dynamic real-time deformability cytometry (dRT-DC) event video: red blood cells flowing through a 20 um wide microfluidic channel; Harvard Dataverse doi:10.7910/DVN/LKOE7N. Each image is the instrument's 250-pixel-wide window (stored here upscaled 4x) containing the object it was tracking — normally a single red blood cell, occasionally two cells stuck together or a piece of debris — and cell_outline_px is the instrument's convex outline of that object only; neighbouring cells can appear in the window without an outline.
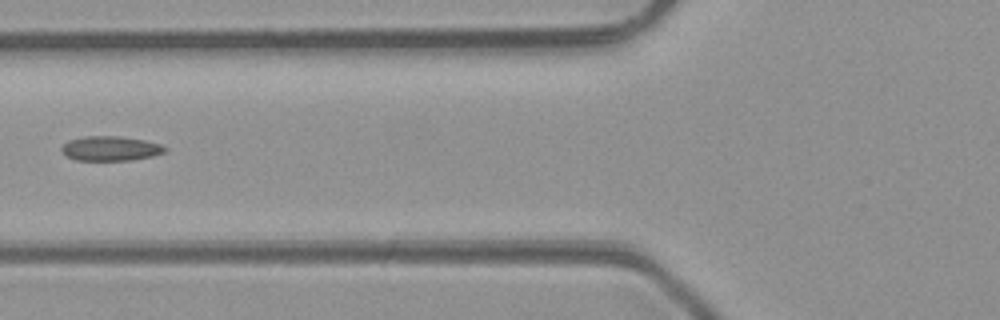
{"species": "common noctule bat (a hibernating species)", "species_latin": "Nyctalus noctula", "temperature_condition": "room temperature", "stored_images_in_passage": 5, "camera_frame_rate_fps": 3000, "um_per_image_px": 0.085, "animal": {"sex": "male", "body_mass_g": 23.1, "forearm_length_mm": 52.7}, "frame": {"image": 1, "passage_image": 5, "time_ms": 4.667, "image_size_px": [1000, 320], "cell_outline_px": [[168, 148], [164, 152], [152, 156], [132, 160], [76, 160], [68, 156], [60, 148], [68, 140], [84, 136], [120, 136], [144, 140], [160, 144]], "centroid_in_image_um": [9.4, 12.61], "position_along_channel_um": 116.4, "area_um2": 14.74}}